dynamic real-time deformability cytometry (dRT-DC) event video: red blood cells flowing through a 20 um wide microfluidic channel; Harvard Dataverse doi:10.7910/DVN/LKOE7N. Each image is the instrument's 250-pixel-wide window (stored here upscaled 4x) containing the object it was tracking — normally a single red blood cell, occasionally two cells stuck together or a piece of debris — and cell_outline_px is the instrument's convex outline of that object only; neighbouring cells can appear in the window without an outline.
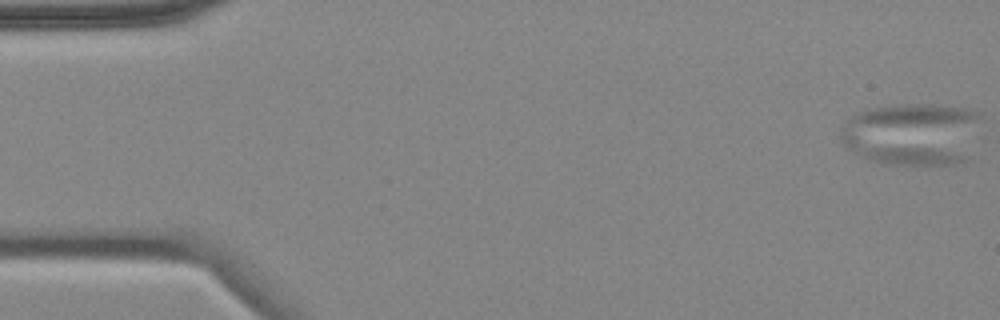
{"species": "common noctule bat (a hibernating species)", "species_latin": "Nyctalus noctula", "temperature_condition": "cold", "stored_images_in_passage": 5, "camera_frame_rate_fps": 3000, "um_per_image_px": 0.085, "animal": {"sex": "female", "body_mass_g": 18.4}, "frame": {"image": 1, "passage_image": 1, "time_ms": 0.0, "image_size_px": [1000, 320], "cell_outline_px": [[980, 116], [964, 160], [952, 164], [884, 164], [868, 160], [848, 148], [840, 136], [840, 124], [844, 120], [860, 112], [876, 108], [900, 104], [932, 104], [964, 108], [980, 112]], "centroid_in_image_um": [77.45, 11.38], "position_along_channel_um": 7.5, "area_um2": 50.46}}